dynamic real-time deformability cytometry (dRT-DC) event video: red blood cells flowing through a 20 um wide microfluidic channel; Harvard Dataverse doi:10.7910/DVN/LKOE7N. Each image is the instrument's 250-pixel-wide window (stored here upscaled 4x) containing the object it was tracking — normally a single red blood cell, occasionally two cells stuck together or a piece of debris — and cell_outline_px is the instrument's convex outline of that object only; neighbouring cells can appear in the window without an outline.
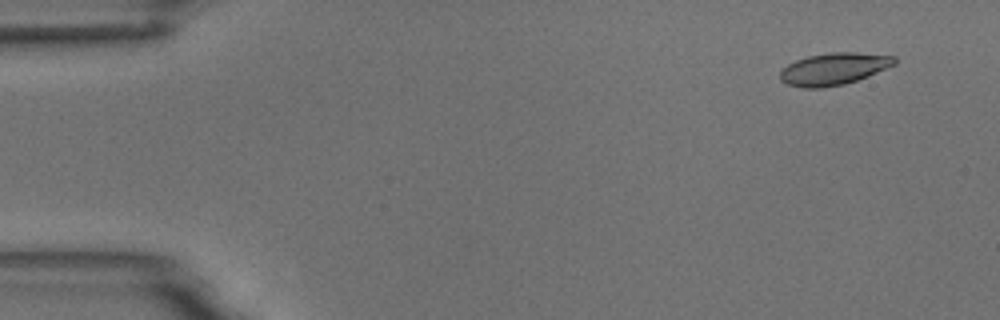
{"species": "common noctule bat (a hibernating species)", "species_latin": "Nyctalus noctula", "temperature_condition": "room temperature", "stored_images_in_passage": 5, "camera_frame_rate_fps": 3000, "um_per_image_px": 0.085, "animal": {"sex": "male", "body_mass_g": 18.8}, "frame": {"image": 1, "passage_image": 1, "time_ms": 0.0, "image_size_px": [1000, 320], "cell_outline_px": [[896, 64], [868, 76], [844, 84], [820, 88], [804, 88], [788, 84], [780, 80], [780, 72], [788, 64], [796, 60], [808, 56], [828, 52], [856, 52], [896, 56]], "centroid_in_image_um": [70.88, 5.84], "position_along_channel_um": 14.1, "area_um2": 21.33}}
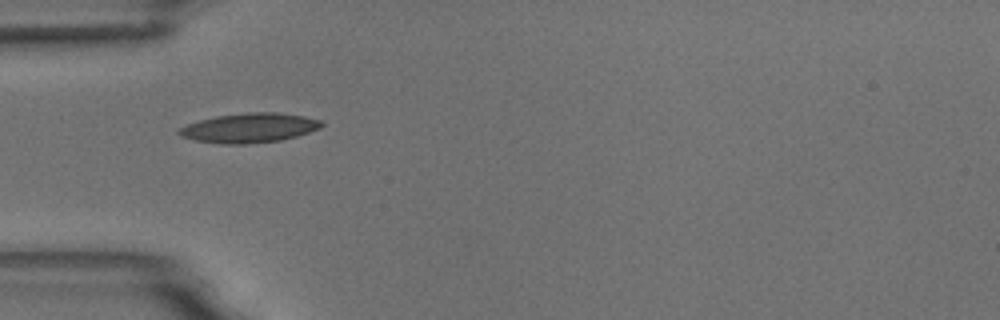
{"frame": {"image": 2, "passage_image": 4, "time_ms": 4.333, "image_size_px": [1000, 320], "cell_outline_px": [[324, 124], [320, 128], [296, 136], [280, 140], [244, 144], [220, 144], [196, 140], [180, 136], [176, 132], [180, 128], [188, 124], [200, 120], [216, 116], [248, 112], [276, 112], [304, 116], [320, 120]], "centroid_in_image_um": [21.18, 10.87], "position_along_channel_um": 63.8, "area_um2": 24.33}}
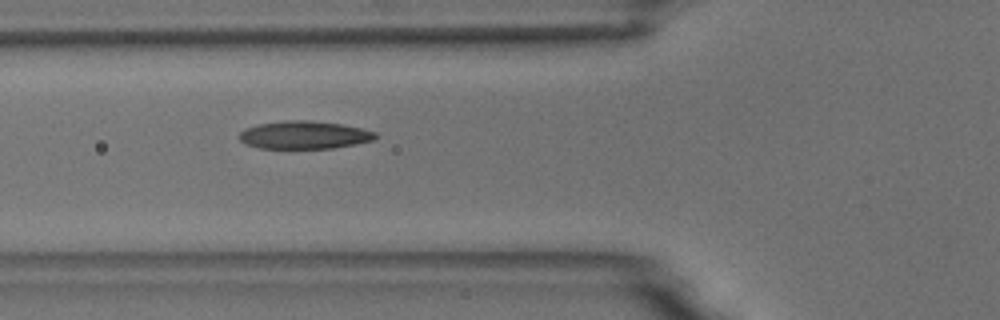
{"frame": {"image": 3, "passage_image": 5, "time_ms": 5.333, "image_size_px": [1000, 320], "cell_outline_px": [[376, 136], [372, 140], [356, 144], [332, 148], [260, 148], [248, 144], [240, 140], [236, 136], [244, 128], [260, 124], [284, 120], [308, 120], [340, 124], [360, 128], [376, 132]], "centroid_in_image_um": [25.82, 11.47], "position_along_channel_um": 100.0, "area_um2": 21.96}}